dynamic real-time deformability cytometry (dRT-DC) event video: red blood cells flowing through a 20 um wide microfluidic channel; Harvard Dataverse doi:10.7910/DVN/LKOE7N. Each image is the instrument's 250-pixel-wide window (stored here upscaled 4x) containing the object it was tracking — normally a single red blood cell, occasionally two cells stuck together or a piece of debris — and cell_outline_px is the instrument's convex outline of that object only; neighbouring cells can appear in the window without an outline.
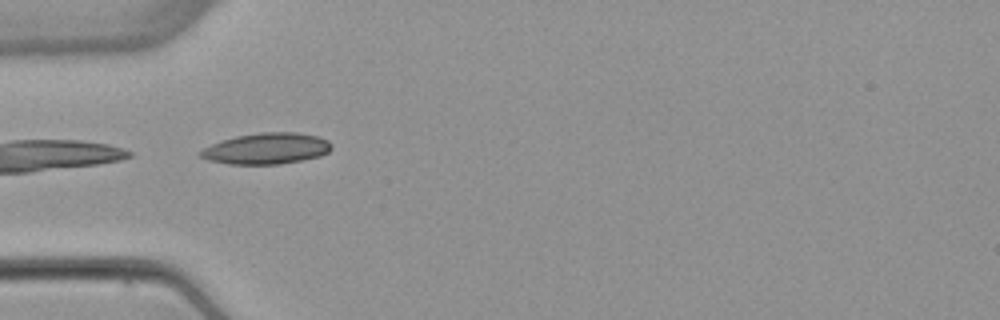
{"species": "common noctule bat (a hibernating species)", "species_latin": "Nyctalus noctula", "temperature_condition": "warm", "stored_images_in_passage": 4, "camera_frame_rate_fps": 3000, "um_per_image_px": 0.085, "animal": {"sex": "female", "body_mass_g": 22.7, "forearm_length_mm": 54.2}, "frame": {"image": 1, "passage_image": 4, "time_ms": 4.667, "image_size_px": [1000, 320], "cell_outline_px": [[332, 148], [328, 152], [320, 156], [280, 164], [228, 164], [208, 160], [196, 156], [196, 152], [212, 144], [236, 136], [260, 132], [296, 132], [320, 136], [328, 140], [332, 144]], "centroid_in_image_um": [22.64, 12.62], "position_along_channel_um": 62.4, "area_um2": 23.93}}